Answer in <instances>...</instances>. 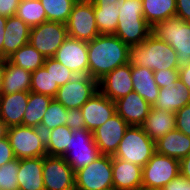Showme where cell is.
Returning <instances> with one entry per match:
<instances>
[{
  "mask_svg": "<svg viewBox=\"0 0 190 190\" xmlns=\"http://www.w3.org/2000/svg\"><path fill=\"white\" fill-rule=\"evenodd\" d=\"M101 155L93 133L86 128L73 130L69 148L61 156L72 167L74 172L86 167Z\"/></svg>",
  "mask_w": 190,
  "mask_h": 190,
  "instance_id": "obj_9",
  "label": "cell"
},
{
  "mask_svg": "<svg viewBox=\"0 0 190 190\" xmlns=\"http://www.w3.org/2000/svg\"><path fill=\"white\" fill-rule=\"evenodd\" d=\"M86 129L93 132L116 114L115 102L99 90L80 108Z\"/></svg>",
  "mask_w": 190,
  "mask_h": 190,
  "instance_id": "obj_16",
  "label": "cell"
},
{
  "mask_svg": "<svg viewBox=\"0 0 190 190\" xmlns=\"http://www.w3.org/2000/svg\"><path fill=\"white\" fill-rule=\"evenodd\" d=\"M66 126L72 130L86 128L85 119L80 108H69L66 116Z\"/></svg>",
  "mask_w": 190,
  "mask_h": 190,
  "instance_id": "obj_41",
  "label": "cell"
},
{
  "mask_svg": "<svg viewBox=\"0 0 190 190\" xmlns=\"http://www.w3.org/2000/svg\"><path fill=\"white\" fill-rule=\"evenodd\" d=\"M98 91V82L89 75H77L60 86L54 99L66 109L81 108Z\"/></svg>",
  "mask_w": 190,
  "mask_h": 190,
  "instance_id": "obj_11",
  "label": "cell"
},
{
  "mask_svg": "<svg viewBox=\"0 0 190 190\" xmlns=\"http://www.w3.org/2000/svg\"><path fill=\"white\" fill-rule=\"evenodd\" d=\"M19 159L15 158L0 167L1 190H19L18 184Z\"/></svg>",
  "mask_w": 190,
  "mask_h": 190,
  "instance_id": "obj_37",
  "label": "cell"
},
{
  "mask_svg": "<svg viewBox=\"0 0 190 190\" xmlns=\"http://www.w3.org/2000/svg\"><path fill=\"white\" fill-rule=\"evenodd\" d=\"M15 159L8 137L0 140V167Z\"/></svg>",
  "mask_w": 190,
  "mask_h": 190,
  "instance_id": "obj_42",
  "label": "cell"
},
{
  "mask_svg": "<svg viewBox=\"0 0 190 190\" xmlns=\"http://www.w3.org/2000/svg\"><path fill=\"white\" fill-rule=\"evenodd\" d=\"M29 92L0 95V119L8 126L22 125Z\"/></svg>",
  "mask_w": 190,
  "mask_h": 190,
  "instance_id": "obj_21",
  "label": "cell"
},
{
  "mask_svg": "<svg viewBox=\"0 0 190 190\" xmlns=\"http://www.w3.org/2000/svg\"><path fill=\"white\" fill-rule=\"evenodd\" d=\"M73 130L66 125L58 126L45 133L47 156L61 157L69 148Z\"/></svg>",
  "mask_w": 190,
  "mask_h": 190,
  "instance_id": "obj_30",
  "label": "cell"
},
{
  "mask_svg": "<svg viewBox=\"0 0 190 190\" xmlns=\"http://www.w3.org/2000/svg\"><path fill=\"white\" fill-rule=\"evenodd\" d=\"M189 103L190 90L178 79L176 85L159 88V96L152 107L176 113Z\"/></svg>",
  "mask_w": 190,
  "mask_h": 190,
  "instance_id": "obj_22",
  "label": "cell"
},
{
  "mask_svg": "<svg viewBox=\"0 0 190 190\" xmlns=\"http://www.w3.org/2000/svg\"><path fill=\"white\" fill-rule=\"evenodd\" d=\"M119 11L118 26L114 35L129 47L143 43L152 33V27L143 16V1L125 0Z\"/></svg>",
  "mask_w": 190,
  "mask_h": 190,
  "instance_id": "obj_3",
  "label": "cell"
},
{
  "mask_svg": "<svg viewBox=\"0 0 190 190\" xmlns=\"http://www.w3.org/2000/svg\"><path fill=\"white\" fill-rule=\"evenodd\" d=\"M116 113L128 125L141 126L151 109V105L135 91L115 101Z\"/></svg>",
  "mask_w": 190,
  "mask_h": 190,
  "instance_id": "obj_18",
  "label": "cell"
},
{
  "mask_svg": "<svg viewBox=\"0 0 190 190\" xmlns=\"http://www.w3.org/2000/svg\"><path fill=\"white\" fill-rule=\"evenodd\" d=\"M7 60L30 72L43 67L45 58L31 44L27 43L14 52Z\"/></svg>",
  "mask_w": 190,
  "mask_h": 190,
  "instance_id": "obj_31",
  "label": "cell"
},
{
  "mask_svg": "<svg viewBox=\"0 0 190 190\" xmlns=\"http://www.w3.org/2000/svg\"><path fill=\"white\" fill-rule=\"evenodd\" d=\"M155 152L180 161L190 153V137L174 129L155 142Z\"/></svg>",
  "mask_w": 190,
  "mask_h": 190,
  "instance_id": "obj_24",
  "label": "cell"
},
{
  "mask_svg": "<svg viewBox=\"0 0 190 190\" xmlns=\"http://www.w3.org/2000/svg\"><path fill=\"white\" fill-rule=\"evenodd\" d=\"M44 68H51V76L53 77L54 84L58 86L65 85L68 81L73 79L76 75L53 57L45 58Z\"/></svg>",
  "mask_w": 190,
  "mask_h": 190,
  "instance_id": "obj_38",
  "label": "cell"
},
{
  "mask_svg": "<svg viewBox=\"0 0 190 190\" xmlns=\"http://www.w3.org/2000/svg\"><path fill=\"white\" fill-rule=\"evenodd\" d=\"M155 153V142L144 132L142 126L129 125L114 158L144 167Z\"/></svg>",
  "mask_w": 190,
  "mask_h": 190,
  "instance_id": "obj_5",
  "label": "cell"
},
{
  "mask_svg": "<svg viewBox=\"0 0 190 190\" xmlns=\"http://www.w3.org/2000/svg\"><path fill=\"white\" fill-rule=\"evenodd\" d=\"M58 89L51 76V68L41 67L32 72L30 91L54 98Z\"/></svg>",
  "mask_w": 190,
  "mask_h": 190,
  "instance_id": "obj_34",
  "label": "cell"
},
{
  "mask_svg": "<svg viewBox=\"0 0 190 190\" xmlns=\"http://www.w3.org/2000/svg\"><path fill=\"white\" fill-rule=\"evenodd\" d=\"M42 175L43 157L19 159V190H45Z\"/></svg>",
  "mask_w": 190,
  "mask_h": 190,
  "instance_id": "obj_23",
  "label": "cell"
},
{
  "mask_svg": "<svg viewBox=\"0 0 190 190\" xmlns=\"http://www.w3.org/2000/svg\"><path fill=\"white\" fill-rule=\"evenodd\" d=\"M75 190H113L112 156L100 155L75 172Z\"/></svg>",
  "mask_w": 190,
  "mask_h": 190,
  "instance_id": "obj_8",
  "label": "cell"
},
{
  "mask_svg": "<svg viewBox=\"0 0 190 190\" xmlns=\"http://www.w3.org/2000/svg\"><path fill=\"white\" fill-rule=\"evenodd\" d=\"M152 34L168 43L176 52L179 66L190 63V22L177 15L156 23Z\"/></svg>",
  "mask_w": 190,
  "mask_h": 190,
  "instance_id": "obj_4",
  "label": "cell"
},
{
  "mask_svg": "<svg viewBox=\"0 0 190 190\" xmlns=\"http://www.w3.org/2000/svg\"><path fill=\"white\" fill-rule=\"evenodd\" d=\"M131 75L130 63L117 67L98 81V90L115 102L134 91Z\"/></svg>",
  "mask_w": 190,
  "mask_h": 190,
  "instance_id": "obj_17",
  "label": "cell"
},
{
  "mask_svg": "<svg viewBox=\"0 0 190 190\" xmlns=\"http://www.w3.org/2000/svg\"><path fill=\"white\" fill-rule=\"evenodd\" d=\"M20 1L21 0H0V15L6 18L14 16Z\"/></svg>",
  "mask_w": 190,
  "mask_h": 190,
  "instance_id": "obj_43",
  "label": "cell"
},
{
  "mask_svg": "<svg viewBox=\"0 0 190 190\" xmlns=\"http://www.w3.org/2000/svg\"><path fill=\"white\" fill-rule=\"evenodd\" d=\"M131 74L134 91L152 107L159 96V87L155 82L154 71L131 65Z\"/></svg>",
  "mask_w": 190,
  "mask_h": 190,
  "instance_id": "obj_27",
  "label": "cell"
},
{
  "mask_svg": "<svg viewBox=\"0 0 190 190\" xmlns=\"http://www.w3.org/2000/svg\"><path fill=\"white\" fill-rule=\"evenodd\" d=\"M154 78L159 88L176 85V81L179 79V69L154 71Z\"/></svg>",
  "mask_w": 190,
  "mask_h": 190,
  "instance_id": "obj_39",
  "label": "cell"
},
{
  "mask_svg": "<svg viewBox=\"0 0 190 190\" xmlns=\"http://www.w3.org/2000/svg\"><path fill=\"white\" fill-rule=\"evenodd\" d=\"M76 2H92L93 0H75Z\"/></svg>",
  "mask_w": 190,
  "mask_h": 190,
  "instance_id": "obj_52",
  "label": "cell"
},
{
  "mask_svg": "<svg viewBox=\"0 0 190 190\" xmlns=\"http://www.w3.org/2000/svg\"><path fill=\"white\" fill-rule=\"evenodd\" d=\"M8 126L0 119V140L8 135Z\"/></svg>",
  "mask_w": 190,
  "mask_h": 190,
  "instance_id": "obj_50",
  "label": "cell"
},
{
  "mask_svg": "<svg viewBox=\"0 0 190 190\" xmlns=\"http://www.w3.org/2000/svg\"><path fill=\"white\" fill-rule=\"evenodd\" d=\"M143 16L153 27L156 23L176 15V0H142Z\"/></svg>",
  "mask_w": 190,
  "mask_h": 190,
  "instance_id": "obj_29",
  "label": "cell"
},
{
  "mask_svg": "<svg viewBox=\"0 0 190 190\" xmlns=\"http://www.w3.org/2000/svg\"><path fill=\"white\" fill-rule=\"evenodd\" d=\"M3 74H4V59H0V95L3 85Z\"/></svg>",
  "mask_w": 190,
  "mask_h": 190,
  "instance_id": "obj_51",
  "label": "cell"
},
{
  "mask_svg": "<svg viewBox=\"0 0 190 190\" xmlns=\"http://www.w3.org/2000/svg\"><path fill=\"white\" fill-rule=\"evenodd\" d=\"M180 175L190 180V153L180 161Z\"/></svg>",
  "mask_w": 190,
  "mask_h": 190,
  "instance_id": "obj_47",
  "label": "cell"
},
{
  "mask_svg": "<svg viewBox=\"0 0 190 190\" xmlns=\"http://www.w3.org/2000/svg\"><path fill=\"white\" fill-rule=\"evenodd\" d=\"M141 126L149 138L156 142L168 132L176 129L175 113L151 107Z\"/></svg>",
  "mask_w": 190,
  "mask_h": 190,
  "instance_id": "obj_25",
  "label": "cell"
},
{
  "mask_svg": "<svg viewBox=\"0 0 190 190\" xmlns=\"http://www.w3.org/2000/svg\"><path fill=\"white\" fill-rule=\"evenodd\" d=\"M176 129L190 137V103L175 113Z\"/></svg>",
  "mask_w": 190,
  "mask_h": 190,
  "instance_id": "obj_40",
  "label": "cell"
},
{
  "mask_svg": "<svg viewBox=\"0 0 190 190\" xmlns=\"http://www.w3.org/2000/svg\"><path fill=\"white\" fill-rule=\"evenodd\" d=\"M125 0H93V4H109L116 5V9L120 10L123 7Z\"/></svg>",
  "mask_w": 190,
  "mask_h": 190,
  "instance_id": "obj_49",
  "label": "cell"
},
{
  "mask_svg": "<svg viewBox=\"0 0 190 190\" xmlns=\"http://www.w3.org/2000/svg\"><path fill=\"white\" fill-rule=\"evenodd\" d=\"M113 190H142V167L112 157Z\"/></svg>",
  "mask_w": 190,
  "mask_h": 190,
  "instance_id": "obj_19",
  "label": "cell"
},
{
  "mask_svg": "<svg viewBox=\"0 0 190 190\" xmlns=\"http://www.w3.org/2000/svg\"><path fill=\"white\" fill-rule=\"evenodd\" d=\"M7 18L0 15V59H3V43Z\"/></svg>",
  "mask_w": 190,
  "mask_h": 190,
  "instance_id": "obj_48",
  "label": "cell"
},
{
  "mask_svg": "<svg viewBox=\"0 0 190 190\" xmlns=\"http://www.w3.org/2000/svg\"><path fill=\"white\" fill-rule=\"evenodd\" d=\"M176 15L183 21L190 22V0H176Z\"/></svg>",
  "mask_w": 190,
  "mask_h": 190,
  "instance_id": "obj_45",
  "label": "cell"
},
{
  "mask_svg": "<svg viewBox=\"0 0 190 190\" xmlns=\"http://www.w3.org/2000/svg\"><path fill=\"white\" fill-rule=\"evenodd\" d=\"M129 63L152 71L180 68L175 50L152 33L143 43L130 47Z\"/></svg>",
  "mask_w": 190,
  "mask_h": 190,
  "instance_id": "obj_2",
  "label": "cell"
},
{
  "mask_svg": "<svg viewBox=\"0 0 190 190\" xmlns=\"http://www.w3.org/2000/svg\"><path fill=\"white\" fill-rule=\"evenodd\" d=\"M179 175V160L155 152L142 168V190H161Z\"/></svg>",
  "mask_w": 190,
  "mask_h": 190,
  "instance_id": "obj_7",
  "label": "cell"
},
{
  "mask_svg": "<svg viewBox=\"0 0 190 190\" xmlns=\"http://www.w3.org/2000/svg\"><path fill=\"white\" fill-rule=\"evenodd\" d=\"M76 76L89 75L88 45L86 41L67 37L53 57Z\"/></svg>",
  "mask_w": 190,
  "mask_h": 190,
  "instance_id": "obj_14",
  "label": "cell"
},
{
  "mask_svg": "<svg viewBox=\"0 0 190 190\" xmlns=\"http://www.w3.org/2000/svg\"><path fill=\"white\" fill-rule=\"evenodd\" d=\"M161 190H190V180L179 175L171 180Z\"/></svg>",
  "mask_w": 190,
  "mask_h": 190,
  "instance_id": "obj_44",
  "label": "cell"
},
{
  "mask_svg": "<svg viewBox=\"0 0 190 190\" xmlns=\"http://www.w3.org/2000/svg\"><path fill=\"white\" fill-rule=\"evenodd\" d=\"M52 97L29 91L28 105L25 108L22 125L39 128L43 120L44 113L48 108Z\"/></svg>",
  "mask_w": 190,
  "mask_h": 190,
  "instance_id": "obj_28",
  "label": "cell"
},
{
  "mask_svg": "<svg viewBox=\"0 0 190 190\" xmlns=\"http://www.w3.org/2000/svg\"><path fill=\"white\" fill-rule=\"evenodd\" d=\"M47 21L66 23L76 3L75 0H40Z\"/></svg>",
  "mask_w": 190,
  "mask_h": 190,
  "instance_id": "obj_35",
  "label": "cell"
},
{
  "mask_svg": "<svg viewBox=\"0 0 190 190\" xmlns=\"http://www.w3.org/2000/svg\"><path fill=\"white\" fill-rule=\"evenodd\" d=\"M93 5L99 34H114L118 26V17L120 13V11L116 9V5Z\"/></svg>",
  "mask_w": 190,
  "mask_h": 190,
  "instance_id": "obj_32",
  "label": "cell"
},
{
  "mask_svg": "<svg viewBox=\"0 0 190 190\" xmlns=\"http://www.w3.org/2000/svg\"><path fill=\"white\" fill-rule=\"evenodd\" d=\"M128 126L116 113L92 132L95 144L102 155L114 156Z\"/></svg>",
  "mask_w": 190,
  "mask_h": 190,
  "instance_id": "obj_15",
  "label": "cell"
},
{
  "mask_svg": "<svg viewBox=\"0 0 190 190\" xmlns=\"http://www.w3.org/2000/svg\"><path fill=\"white\" fill-rule=\"evenodd\" d=\"M67 112L68 109L53 98L44 113V117L39 128L46 133L58 126L66 125Z\"/></svg>",
  "mask_w": 190,
  "mask_h": 190,
  "instance_id": "obj_36",
  "label": "cell"
},
{
  "mask_svg": "<svg viewBox=\"0 0 190 190\" xmlns=\"http://www.w3.org/2000/svg\"><path fill=\"white\" fill-rule=\"evenodd\" d=\"M31 28L16 15L7 18L3 43V59L29 42Z\"/></svg>",
  "mask_w": 190,
  "mask_h": 190,
  "instance_id": "obj_20",
  "label": "cell"
},
{
  "mask_svg": "<svg viewBox=\"0 0 190 190\" xmlns=\"http://www.w3.org/2000/svg\"><path fill=\"white\" fill-rule=\"evenodd\" d=\"M32 72L4 60V74L1 95L29 92Z\"/></svg>",
  "mask_w": 190,
  "mask_h": 190,
  "instance_id": "obj_26",
  "label": "cell"
},
{
  "mask_svg": "<svg viewBox=\"0 0 190 190\" xmlns=\"http://www.w3.org/2000/svg\"><path fill=\"white\" fill-rule=\"evenodd\" d=\"M179 79L190 90V63L180 66Z\"/></svg>",
  "mask_w": 190,
  "mask_h": 190,
  "instance_id": "obj_46",
  "label": "cell"
},
{
  "mask_svg": "<svg viewBox=\"0 0 190 190\" xmlns=\"http://www.w3.org/2000/svg\"><path fill=\"white\" fill-rule=\"evenodd\" d=\"M7 137L17 159L47 156L45 133L40 128L9 127Z\"/></svg>",
  "mask_w": 190,
  "mask_h": 190,
  "instance_id": "obj_6",
  "label": "cell"
},
{
  "mask_svg": "<svg viewBox=\"0 0 190 190\" xmlns=\"http://www.w3.org/2000/svg\"><path fill=\"white\" fill-rule=\"evenodd\" d=\"M88 45L89 76L97 82L129 63L130 47L114 34H99Z\"/></svg>",
  "mask_w": 190,
  "mask_h": 190,
  "instance_id": "obj_1",
  "label": "cell"
},
{
  "mask_svg": "<svg viewBox=\"0 0 190 190\" xmlns=\"http://www.w3.org/2000/svg\"><path fill=\"white\" fill-rule=\"evenodd\" d=\"M15 15L30 28L47 21L46 11L40 0H21Z\"/></svg>",
  "mask_w": 190,
  "mask_h": 190,
  "instance_id": "obj_33",
  "label": "cell"
},
{
  "mask_svg": "<svg viewBox=\"0 0 190 190\" xmlns=\"http://www.w3.org/2000/svg\"><path fill=\"white\" fill-rule=\"evenodd\" d=\"M45 190H75V172L63 157H43Z\"/></svg>",
  "mask_w": 190,
  "mask_h": 190,
  "instance_id": "obj_13",
  "label": "cell"
},
{
  "mask_svg": "<svg viewBox=\"0 0 190 190\" xmlns=\"http://www.w3.org/2000/svg\"><path fill=\"white\" fill-rule=\"evenodd\" d=\"M65 25L69 37L92 41L99 35L93 3L76 2Z\"/></svg>",
  "mask_w": 190,
  "mask_h": 190,
  "instance_id": "obj_12",
  "label": "cell"
},
{
  "mask_svg": "<svg viewBox=\"0 0 190 190\" xmlns=\"http://www.w3.org/2000/svg\"><path fill=\"white\" fill-rule=\"evenodd\" d=\"M67 37L68 32L64 23L46 21L31 28L28 43L44 58H51Z\"/></svg>",
  "mask_w": 190,
  "mask_h": 190,
  "instance_id": "obj_10",
  "label": "cell"
}]
</instances>
